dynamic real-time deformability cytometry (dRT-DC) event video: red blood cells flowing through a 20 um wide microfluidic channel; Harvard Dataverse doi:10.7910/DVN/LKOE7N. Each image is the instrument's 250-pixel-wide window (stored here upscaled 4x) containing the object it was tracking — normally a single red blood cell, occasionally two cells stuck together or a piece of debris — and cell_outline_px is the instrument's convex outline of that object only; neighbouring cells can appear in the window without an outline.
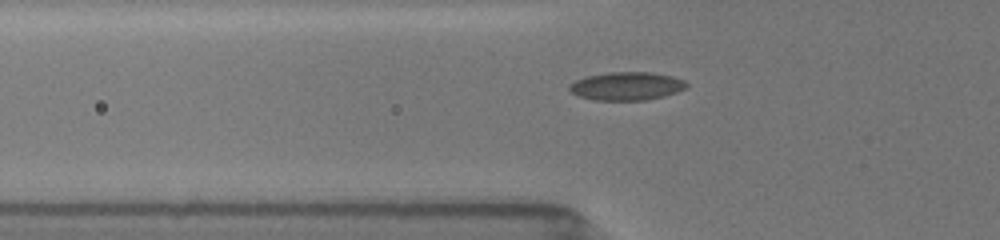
{"species": "common noctule bat (a hibernating species)", "species_latin": "Nyctalus noctula", "temperature_condition": "room temperature", "stored_images_in_passage": 48, "camera_frame_rate_fps": 3000, "um_per_image_px": 0.085, "animal": {"sex": "female", "body_mass_g": 19.5, "forearm_length_mm": 54.1}, "frame": {"image": 1, "passage_image": 16, "time_ms": 2.333, "image_size_px": [1000, 240], "cell_outline_px": [[688, 84], [684, 88], [676, 92], [664, 96], [644, 100], [596, 100], [580, 96], [572, 92], [568, 88], [568, 84], [584, 76], [608, 72], [652, 72], [672, 76], [684, 80]], "centroid_in_image_um": [53.24, 7.3], "position_along_channel_um": 72.6, "area_um2": 19.25}}
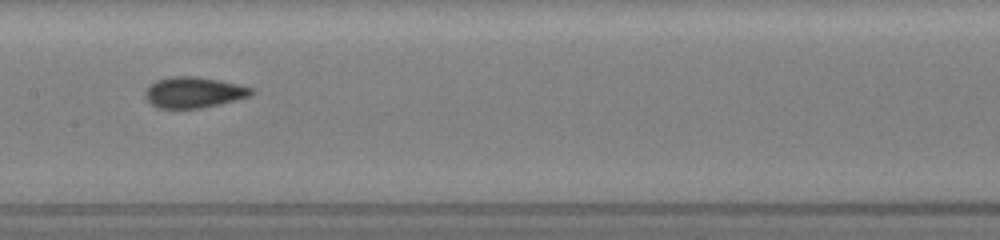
{"frame": {"image": 2, "passage_image": 27, "time_ms": 5.333, "image_size_px": [1000, 240], "cell_outline_px": [[256, 92], [248, 96], [200, 108], [156, 108], [144, 96], [144, 92], [148, 84], [156, 80], [172, 76], [196, 76], [236, 84], [252, 88]], "centroid_in_image_um": [16.38, 7.84], "position_along_channel_um": 191.0, "area_um2": 18.84}}
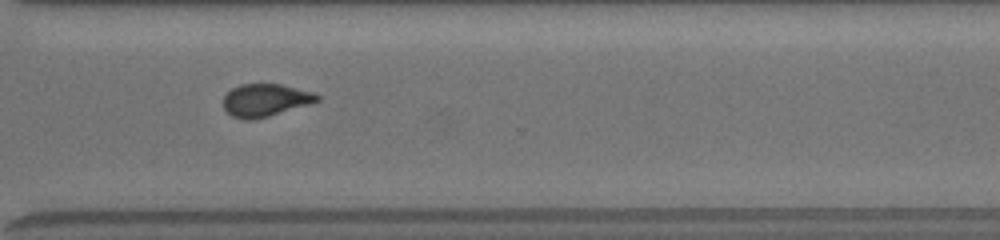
{"frame": {"image": 3, "passage_image": 47, "time_ms": 9.333, "image_size_px": [1000, 240], "cell_outline_px": [[320, 100], [308, 104], [268, 116], [252, 120], [244, 120], [232, 116], [224, 108], [224, 96], [232, 88], [240, 84], [280, 84], [316, 92], [320, 96]], "centroid_in_image_um": [22.56, 8.5], "position_along_channel_um": 348.0, "area_um2": 17.74}}